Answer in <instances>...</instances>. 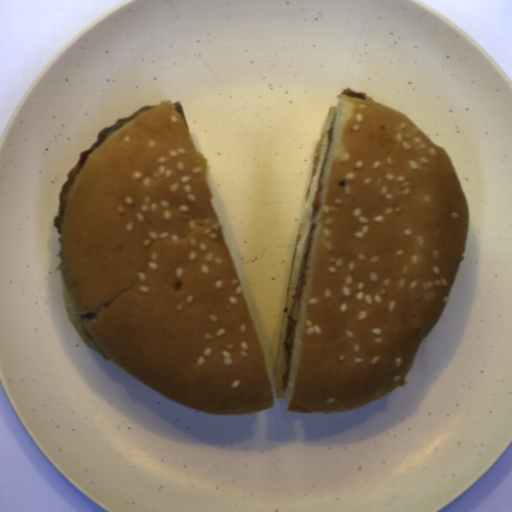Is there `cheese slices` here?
Wrapping results in <instances>:
<instances>
[{"instance_id":"e24e687f","label":"cheese slices","mask_w":512,"mask_h":512,"mask_svg":"<svg viewBox=\"0 0 512 512\" xmlns=\"http://www.w3.org/2000/svg\"><path fill=\"white\" fill-rule=\"evenodd\" d=\"M196 155L198 157V160L200 162V165H201V168L203 170V173L206 177V174H207V165H208V159H206L205 157H203L196 149Z\"/></svg>"}]
</instances>
